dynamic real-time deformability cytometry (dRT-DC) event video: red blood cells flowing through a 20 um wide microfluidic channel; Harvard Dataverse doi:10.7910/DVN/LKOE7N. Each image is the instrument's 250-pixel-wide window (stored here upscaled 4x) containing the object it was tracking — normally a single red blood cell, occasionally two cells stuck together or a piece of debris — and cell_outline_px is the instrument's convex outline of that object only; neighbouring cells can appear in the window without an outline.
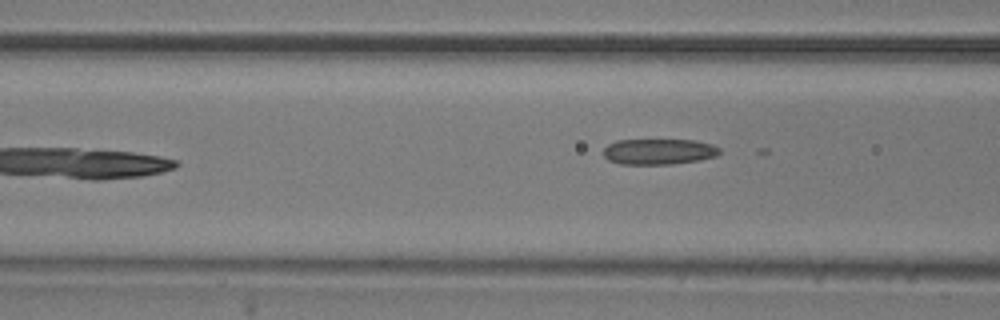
{"species": "common noctule bat (a hibernating species)", "species_latin": "Nyctalus noctula", "temperature_condition": "room temperature", "stored_images_in_passage": 6, "camera_frame_rate_fps": 3000, "um_per_image_px": 0.085, "animal": {"sex": "male", "body_mass_g": 20.5, "forearm_length_mm": 52.5}, "frame": {"image": 1, "passage_image": 5, "time_ms": 5.667, "image_size_px": [1000, 320], "cell_outline_px": [[720, 152], [716, 156], [700, 160], [672, 164], [620, 164], [608, 160], [604, 156], [604, 148], [608, 144], [616, 140], [696, 140], [712, 144], [720, 148]], "centroid_in_image_um": [56.0, 12.88], "position_along_channel_um": 110.6, "area_um2": 17.51}}